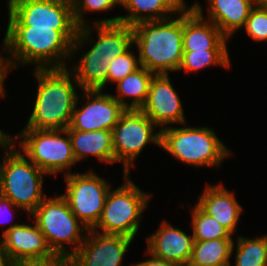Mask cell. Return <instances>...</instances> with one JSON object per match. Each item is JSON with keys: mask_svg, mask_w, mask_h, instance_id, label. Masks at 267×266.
Segmentation results:
<instances>
[{"mask_svg": "<svg viewBox=\"0 0 267 266\" xmlns=\"http://www.w3.org/2000/svg\"><path fill=\"white\" fill-rule=\"evenodd\" d=\"M65 176L66 193L61 194L78 220L92 230L98 223L111 185L92 170Z\"/></svg>", "mask_w": 267, "mask_h": 266, "instance_id": "cell-10", "label": "cell"}, {"mask_svg": "<svg viewBox=\"0 0 267 266\" xmlns=\"http://www.w3.org/2000/svg\"><path fill=\"white\" fill-rule=\"evenodd\" d=\"M67 131L69 133L76 162L83 160L88 155H92L96 156L99 161H103L106 164L115 163L112 131Z\"/></svg>", "mask_w": 267, "mask_h": 266, "instance_id": "cell-21", "label": "cell"}, {"mask_svg": "<svg viewBox=\"0 0 267 266\" xmlns=\"http://www.w3.org/2000/svg\"><path fill=\"white\" fill-rule=\"evenodd\" d=\"M33 222V226L16 223L4 229L0 241L8 263L54 254L34 219Z\"/></svg>", "mask_w": 267, "mask_h": 266, "instance_id": "cell-17", "label": "cell"}, {"mask_svg": "<svg viewBox=\"0 0 267 266\" xmlns=\"http://www.w3.org/2000/svg\"><path fill=\"white\" fill-rule=\"evenodd\" d=\"M8 26L78 30L72 2L67 0H8Z\"/></svg>", "mask_w": 267, "mask_h": 266, "instance_id": "cell-11", "label": "cell"}, {"mask_svg": "<svg viewBox=\"0 0 267 266\" xmlns=\"http://www.w3.org/2000/svg\"><path fill=\"white\" fill-rule=\"evenodd\" d=\"M194 241H207L222 238H232V234L222 226L215 218L205 213L197 204L192 210V222Z\"/></svg>", "mask_w": 267, "mask_h": 266, "instance_id": "cell-28", "label": "cell"}, {"mask_svg": "<svg viewBox=\"0 0 267 266\" xmlns=\"http://www.w3.org/2000/svg\"><path fill=\"white\" fill-rule=\"evenodd\" d=\"M145 253H148V255L151 257L147 260L134 264V266H179L175 263L158 258L150 254L148 251H146Z\"/></svg>", "mask_w": 267, "mask_h": 266, "instance_id": "cell-33", "label": "cell"}, {"mask_svg": "<svg viewBox=\"0 0 267 266\" xmlns=\"http://www.w3.org/2000/svg\"><path fill=\"white\" fill-rule=\"evenodd\" d=\"M46 173L14 146L3 157L0 168V194L29 215L46 198L43 182Z\"/></svg>", "mask_w": 267, "mask_h": 266, "instance_id": "cell-6", "label": "cell"}, {"mask_svg": "<svg viewBox=\"0 0 267 266\" xmlns=\"http://www.w3.org/2000/svg\"><path fill=\"white\" fill-rule=\"evenodd\" d=\"M175 15L132 26L133 44L138 47L140 66L155 75L179 70L183 58V9Z\"/></svg>", "mask_w": 267, "mask_h": 266, "instance_id": "cell-3", "label": "cell"}, {"mask_svg": "<svg viewBox=\"0 0 267 266\" xmlns=\"http://www.w3.org/2000/svg\"><path fill=\"white\" fill-rule=\"evenodd\" d=\"M244 27L254 41H267V6H255Z\"/></svg>", "mask_w": 267, "mask_h": 266, "instance_id": "cell-31", "label": "cell"}, {"mask_svg": "<svg viewBox=\"0 0 267 266\" xmlns=\"http://www.w3.org/2000/svg\"><path fill=\"white\" fill-rule=\"evenodd\" d=\"M155 232L146 238L147 251L163 260L187 266L194 245L193 235L190 237L166 221L162 222Z\"/></svg>", "mask_w": 267, "mask_h": 266, "instance_id": "cell-18", "label": "cell"}, {"mask_svg": "<svg viewBox=\"0 0 267 266\" xmlns=\"http://www.w3.org/2000/svg\"><path fill=\"white\" fill-rule=\"evenodd\" d=\"M140 110L156 126H162V129L167 127L168 123H186L180 97L173 88L168 74L153 76L146 102Z\"/></svg>", "mask_w": 267, "mask_h": 266, "instance_id": "cell-14", "label": "cell"}, {"mask_svg": "<svg viewBox=\"0 0 267 266\" xmlns=\"http://www.w3.org/2000/svg\"><path fill=\"white\" fill-rule=\"evenodd\" d=\"M160 147L179 161L194 167H218L231 156L229 149L208 127L160 128Z\"/></svg>", "mask_w": 267, "mask_h": 266, "instance_id": "cell-4", "label": "cell"}, {"mask_svg": "<svg viewBox=\"0 0 267 266\" xmlns=\"http://www.w3.org/2000/svg\"><path fill=\"white\" fill-rule=\"evenodd\" d=\"M183 8V51L228 50L227 37L211 21L204 19L202 6Z\"/></svg>", "mask_w": 267, "mask_h": 266, "instance_id": "cell-15", "label": "cell"}, {"mask_svg": "<svg viewBox=\"0 0 267 266\" xmlns=\"http://www.w3.org/2000/svg\"><path fill=\"white\" fill-rule=\"evenodd\" d=\"M235 266H267V235L258 238L239 236Z\"/></svg>", "mask_w": 267, "mask_h": 266, "instance_id": "cell-26", "label": "cell"}, {"mask_svg": "<svg viewBox=\"0 0 267 266\" xmlns=\"http://www.w3.org/2000/svg\"><path fill=\"white\" fill-rule=\"evenodd\" d=\"M255 6H267V0H252Z\"/></svg>", "mask_w": 267, "mask_h": 266, "instance_id": "cell-38", "label": "cell"}, {"mask_svg": "<svg viewBox=\"0 0 267 266\" xmlns=\"http://www.w3.org/2000/svg\"><path fill=\"white\" fill-rule=\"evenodd\" d=\"M152 120L141 110L126 109L112 129L115 162H122L124 174H129L131 165L148 143L160 147L161 132L154 133Z\"/></svg>", "mask_w": 267, "mask_h": 266, "instance_id": "cell-9", "label": "cell"}, {"mask_svg": "<svg viewBox=\"0 0 267 266\" xmlns=\"http://www.w3.org/2000/svg\"><path fill=\"white\" fill-rule=\"evenodd\" d=\"M124 184L110 190L97 225L92 230L100 229V233L135 237L139 230L142 213L147 208L150 195L124 174Z\"/></svg>", "mask_w": 267, "mask_h": 266, "instance_id": "cell-7", "label": "cell"}, {"mask_svg": "<svg viewBox=\"0 0 267 266\" xmlns=\"http://www.w3.org/2000/svg\"><path fill=\"white\" fill-rule=\"evenodd\" d=\"M77 33L78 30L7 26L3 49L10 55L5 57L8 72L18 63L25 66L35 62V69L67 68L64 60L72 58Z\"/></svg>", "mask_w": 267, "mask_h": 266, "instance_id": "cell-1", "label": "cell"}, {"mask_svg": "<svg viewBox=\"0 0 267 266\" xmlns=\"http://www.w3.org/2000/svg\"><path fill=\"white\" fill-rule=\"evenodd\" d=\"M103 53L89 50L70 70L82 90H103L107 83L110 61Z\"/></svg>", "mask_w": 267, "mask_h": 266, "instance_id": "cell-23", "label": "cell"}, {"mask_svg": "<svg viewBox=\"0 0 267 266\" xmlns=\"http://www.w3.org/2000/svg\"><path fill=\"white\" fill-rule=\"evenodd\" d=\"M120 5L130 13L124 16L100 19L93 24H114L120 22L134 26L140 22L170 18L173 16V13H180L186 6L185 0H122Z\"/></svg>", "mask_w": 267, "mask_h": 266, "instance_id": "cell-19", "label": "cell"}, {"mask_svg": "<svg viewBox=\"0 0 267 266\" xmlns=\"http://www.w3.org/2000/svg\"><path fill=\"white\" fill-rule=\"evenodd\" d=\"M209 5L208 21L230 38L234 32L242 29L255 7L252 0H207Z\"/></svg>", "mask_w": 267, "mask_h": 266, "instance_id": "cell-22", "label": "cell"}, {"mask_svg": "<svg viewBox=\"0 0 267 266\" xmlns=\"http://www.w3.org/2000/svg\"><path fill=\"white\" fill-rule=\"evenodd\" d=\"M94 28V29H93ZM97 33V41L91 38V31ZM88 40L94 44L90 50L95 53H103L109 57L111 62L116 56L125 53L133 44V28L127 24H94V26H83L78 29L76 39L72 43V55H76L81 46ZM78 49V50H77Z\"/></svg>", "mask_w": 267, "mask_h": 266, "instance_id": "cell-16", "label": "cell"}, {"mask_svg": "<svg viewBox=\"0 0 267 266\" xmlns=\"http://www.w3.org/2000/svg\"><path fill=\"white\" fill-rule=\"evenodd\" d=\"M235 194L224 188L222 184L206 185L201 196L198 195L197 205L209 216L215 218L232 235L237 229L242 206Z\"/></svg>", "mask_w": 267, "mask_h": 266, "instance_id": "cell-20", "label": "cell"}, {"mask_svg": "<svg viewBox=\"0 0 267 266\" xmlns=\"http://www.w3.org/2000/svg\"><path fill=\"white\" fill-rule=\"evenodd\" d=\"M133 240L123 235L89 230L82 245L69 258V266H122Z\"/></svg>", "mask_w": 267, "mask_h": 266, "instance_id": "cell-13", "label": "cell"}, {"mask_svg": "<svg viewBox=\"0 0 267 266\" xmlns=\"http://www.w3.org/2000/svg\"><path fill=\"white\" fill-rule=\"evenodd\" d=\"M73 5V17L77 26L83 27L87 26V21H85V17L83 15L84 12H99V11H108L115 7L116 5H120L119 0H74L72 2Z\"/></svg>", "mask_w": 267, "mask_h": 266, "instance_id": "cell-30", "label": "cell"}, {"mask_svg": "<svg viewBox=\"0 0 267 266\" xmlns=\"http://www.w3.org/2000/svg\"><path fill=\"white\" fill-rule=\"evenodd\" d=\"M13 208H15V209L18 208L19 210L21 209L20 207H17L10 199L5 198L4 196H2L0 194V217L5 216V214L6 213L8 214V212L10 213V210L11 211H15V210H13ZM1 222L2 221H1V218H0V223Z\"/></svg>", "mask_w": 267, "mask_h": 266, "instance_id": "cell-34", "label": "cell"}, {"mask_svg": "<svg viewBox=\"0 0 267 266\" xmlns=\"http://www.w3.org/2000/svg\"><path fill=\"white\" fill-rule=\"evenodd\" d=\"M17 138H22L19 143L21 152L46 174L57 175L66 171L65 175H68L70 171L67 169L77 163L67 129H23L15 140Z\"/></svg>", "mask_w": 267, "mask_h": 266, "instance_id": "cell-8", "label": "cell"}, {"mask_svg": "<svg viewBox=\"0 0 267 266\" xmlns=\"http://www.w3.org/2000/svg\"><path fill=\"white\" fill-rule=\"evenodd\" d=\"M83 93L87 100L84 106L78 109L77 104L80 97H77L71 123L67 130L112 131L126 108L112 94L102 93V90H83Z\"/></svg>", "mask_w": 267, "mask_h": 266, "instance_id": "cell-12", "label": "cell"}, {"mask_svg": "<svg viewBox=\"0 0 267 266\" xmlns=\"http://www.w3.org/2000/svg\"><path fill=\"white\" fill-rule=\"evenodd\" d=\"M228 50L183 51L182 63L178 71L197 72L207 66L230 67Z\"/></svg>", "mask_w": 267, "mask_h": 266, "instance_id": "cell-27", "label": "cell"}, {"mask_svg": "<svg viewBox=\"0 0 267 266\" xmlns=\"http://www.w3.org/2000/svg\"><path fill=\"white\" fill-rule=\"evenodd\" d=\"M154 75L143 66H140L137 70L116 83L118 96H112L126 109L140 110L146 102L150 83ZM124 98L132 99L131 104L127 103Z\"/></svg>", "mask_w": 267, "mask_h": 266, "instance_id": "cell-24", "label": "cell"}, {"mask_svg": "<svg viewBox=\"0 0 267 266\" xmlns=\"http://www.w3.org/2000/svg\"><path fill=\"white\" fill-rule=\"evenodd\" d=\"M14 138H12L10 135H7L0 129V146L6 150V152H9L14 146ZM2 162L0 163L1 168Z\"/></svg>", "mask_w": 267, "mask_h": 266, "instance_id": "cell-36", "label": "cell"}, {"mask_svg": "<svg viewBox=\"0 0 267 266\" xmlns=\"http://www.w3.org/2000/svg\"><path fill=\"white\" fill-rule=\"evenodd\" d=\"M8 70L6 67V63H5V58L3 55H1L0 53V97H5L6 96V91L4 88V82H5V78L8 74Z\"/></svg>", "mask_w": 267, "mask_h": 266, "instance_id": "cell-35", "label": "cell"}, {"mask_svg": "<svg viewBox=\"0 0 267 266\" xmlns=\"http://www.w3.org/2000/svg\"><path fill=\"white\" fill-rule=\"evenodd\" d=\"M0 266H9V263L6 259L5 253L2 248L1 241H0Z\"/></svg>", "mask_w": 267, "mask_h": 266, "instance_id": "cell-37", "label": "cell"}, {"mask_svg": "<svg viewBox=\"0 0 267 266\" xmlns=\"http://www.w3.org/2000/svg\"><path fill=\"white\" fill-rule=\"evenodd\" d=\"M30 215H33L52 252L68 259L82 245L89 231L72 213L62 195L46 197ZM64 244L74 247L67 248Z\"/></svg>", "mask_w": 267, "mask_h": 266, "instance_id": "cell-5", "label": "cell"}, {"mask_svg": "<svg viewBox=\"0 0 267 266\" xmlns=\"http://www.w3.org/2000/svg\"><path fill=\"white\" fill-rule=\"evenodd\" d=\"M232 238L194 241L187 266H231L230 257L235 249Z\"/></svg>", "mask_w": 267, "mask_h": 266, "instance_id": "cell-25", "label": "cell"}, {"mask_svg": "<svg viewBox=\"0 0 267 266\" xmlns=\"http://www.w3.org/2000/svg\"><path fill=\"white\" fill-rule=\"evenodd\" d=\"M140 67L139 58L130 48L123 54L116 56L109 65L107 82L117 83Z\"/></svg>", "mask_w": 267, "mask_h": 266, "instance_id": "cell-29", "label": "cell"}, {"mask_svg": "<svg viewBox=\"0 0 267 266\" xmlns=\"http://www.w3.org/2000/svg\"><path fill=\"white\" fill-rule=\"evenodd\" d=\"M9 266H69V259L54 253L46 257L19 259L9 263Z\"/></svg>", "mask_w": 267, "mask_h": 266, "instance_id": "cell-32", "label": "cell"}, {"mask_svg": "<svg viewBox=\"0 0 267 266\" xmlns=\"http://www.w3.org/2000/svg\"><path fill=\"white\" fill-rule=\"evenodd\" d=\"M34 75L38 81L37 95L24 129H67L78 97L73 73L67 67L36 69Z\"/></svg>", "mask_w": 267, "mask_h": 266, "instance_id": "cell-2", "label": "cell"}]
</instances>
